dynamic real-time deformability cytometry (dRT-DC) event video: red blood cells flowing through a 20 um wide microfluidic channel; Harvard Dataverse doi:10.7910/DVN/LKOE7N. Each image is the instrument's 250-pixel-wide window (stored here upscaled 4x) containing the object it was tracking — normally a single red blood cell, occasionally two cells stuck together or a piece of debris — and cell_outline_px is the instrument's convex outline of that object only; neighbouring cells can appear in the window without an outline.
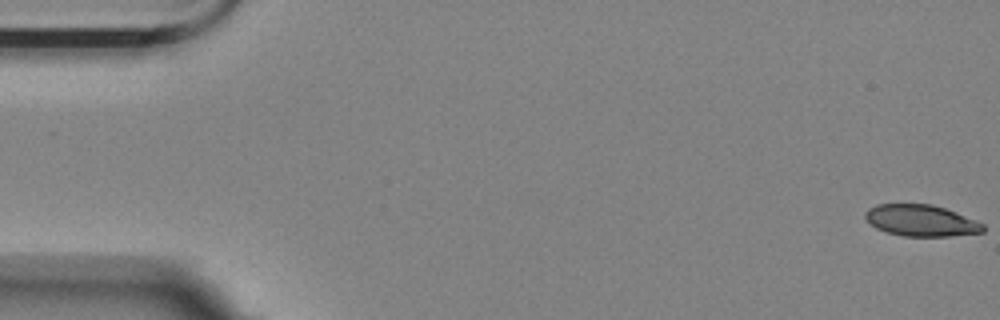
{"species": "Egyptian fruit bat (a non-hibernating species)", "species_latin": "Rousettus aegyptiacus", "temperature_condition": "room temperature", "stored_images_in_passage": 3, "camera_frame_rate_fps": 3000, "um_per_image_px": 0.085, "animal": {"sex": "female"}, "frame": {"image": 1, "passage_image": 1, "time_ms": 0.0, "image_size_px": [1000, 320], "cell_outline_px": [[984, 232], [948, 236], [904, 236], [888, 232], [876, 228], [864, 216], [864, 212], [868, 208], [876, 204], [932, 204], [956, 212], [976, 220], [984, 224]], "centroid_in_image_um": [78.29, 18.74], "position_along_channel_um": 6.7, "area_um2": 21.5}}